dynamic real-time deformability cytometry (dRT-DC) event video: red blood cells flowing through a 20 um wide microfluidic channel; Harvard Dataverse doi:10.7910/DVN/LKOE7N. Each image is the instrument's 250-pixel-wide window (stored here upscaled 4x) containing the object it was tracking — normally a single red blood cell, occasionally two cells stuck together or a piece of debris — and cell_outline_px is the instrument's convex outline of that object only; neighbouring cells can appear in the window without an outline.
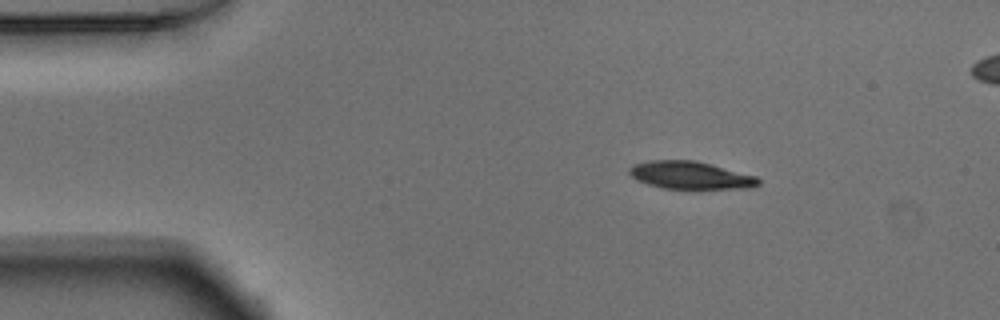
{"species": "Egyptian fruit bat (a non-hibernating species)", "species_latin": "Rousettus aegyptiacus", "temperature_condition": "warm", "stored_images_in_passage": 51, "camera_frame_rate_fps": 3000, "um_per_image_px": 0.085, "animal": {"sex": "male"}, "frame": {"image": 1, "passage_image": 7, "time_ms": 2.0, "image_size_px": [1000, 320], "cell_outline_px": [[760, 184], [748, 188], [664, 188], [648, 184], [636, 180], [628, 172], [628, 168], [632, 164], [652, 160], [696, 160], [712, 164], [756, 176], [760, 180]], "centroid_in_image_um": [58.66, 14.88], "position_along_channel_um": 26.3, "area_um2": 20.69}}
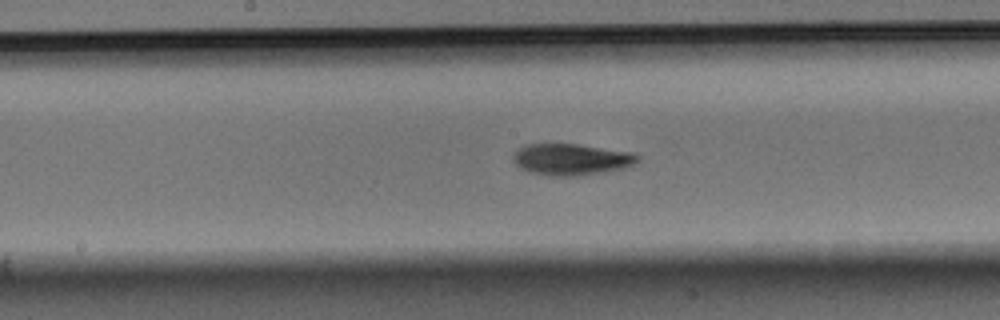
{"frame": {"image": 2, "passage_image": 25, "time_ms": 8.0, "image_size_px": [1000, 320], "cell_outline_px": [[640, 160], [624, 168], [576, 176], [548, 176], [532, 172], [520, 168], [512, 160], [512, 156], [524, 144], [576, 144], [632, 152], [640, 156]], "centroid_in_image_um": [48.55, 13.54], "position_along_channel_um": 199.7, "area_um2": 22.66}}
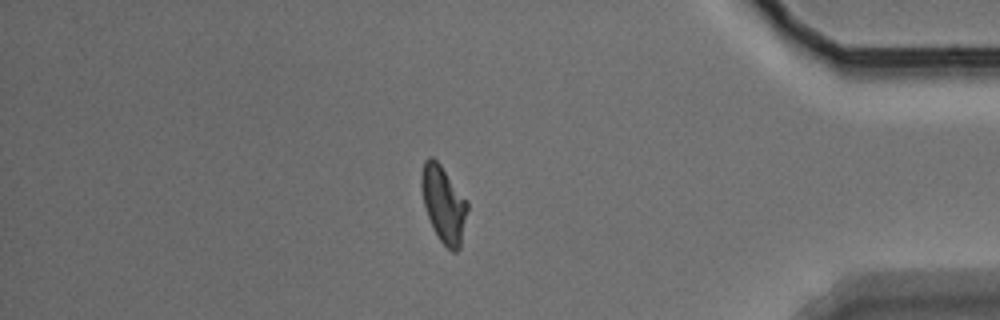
{"frame": {"image": 3, "passage_image": 43, "time_ms": 14.0, "image_size_px": [1000, 320], "cell_outline_px": [[468, 208], [460, 248], [456, 252], [452, 252], [440, 240], [428, 216], [424, 204], [420, 188], [420, 176], [424, 160], [428, 156], [432, 156], [440, 164], [468, 200]], "centroid_in_image_um": [37.7, 17.3], "position_along_channel_um": 397.5, "area_um2": 20.52}, "authors_computed_cell_mechanics": {"area_um2": 21.2126, "velocity_mm_per_s": 3.8677, "shape_relaxation_time_tau1_ms": 2.9847, "shape_relaxation_time_tau2_ms": 2.9781, "deformation_change_tau1": 0.1261, "deformation_change_tau2": 0.0797}}